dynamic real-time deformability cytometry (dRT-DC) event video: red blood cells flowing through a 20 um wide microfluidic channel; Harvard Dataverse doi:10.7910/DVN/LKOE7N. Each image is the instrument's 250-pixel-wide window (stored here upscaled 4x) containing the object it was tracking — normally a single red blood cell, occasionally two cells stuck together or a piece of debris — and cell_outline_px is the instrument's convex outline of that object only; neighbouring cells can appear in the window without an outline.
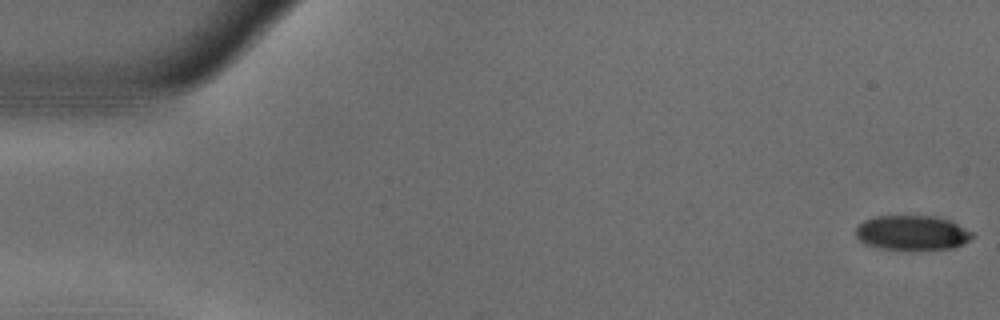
{"species": "common noctule bat (a hibernating species)", "species_latin": "Nyctalus noctula", "temperature_condition": "warm", "stored_images_in_passage": 54, "camera_frame_rate_fps": 3000, "um_per_image_px": 0.085, "animal": {"sex": "male", "body_mass_g": 18.8}, "frame": {"image": 1, "passage_image": 1, "time_ms": 0.0, "image_size_px": [1000, 320], "cell_outline_px": [[972, 236], [964, 244], [956, 248], [876, 248], [864, 244], [856, 236], [856, 228], [864, 220], [876, 216], [936, 216], [952, 220], [972, 232]], "centroid_in_image_um": [77.53, 19.76], "position_along_channel_um": 7.5, "area_um2": 23.29}}
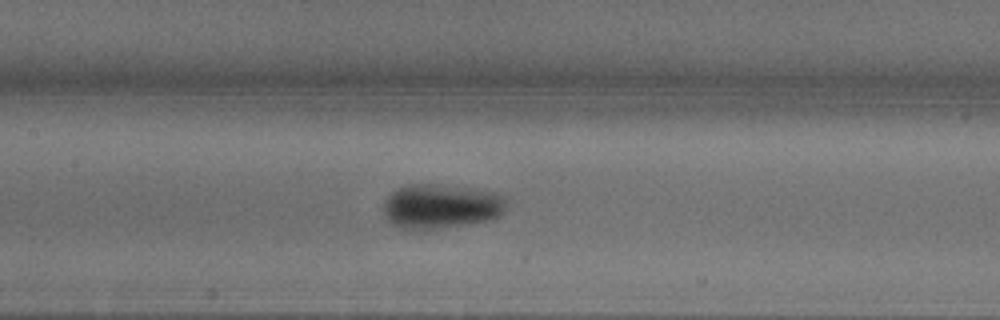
{"frame": {"image": 2, "passage_image": 25, "time_ms": 8.0, "image_size_px": [1000, 320], "cell_outline_px": [[508, 200], [504, 212], [500, 216], [492, 220], [472, 224], [440, 228], [396, 228], [384, 216], [384, 200], [396, 188], [404, 184], [432, 184], [496, 192], [504, 196]], "centroid_in_image_um": [37.51, 17.54], "position_along_channel_um": 169.9, "area_um2": 32.14}}
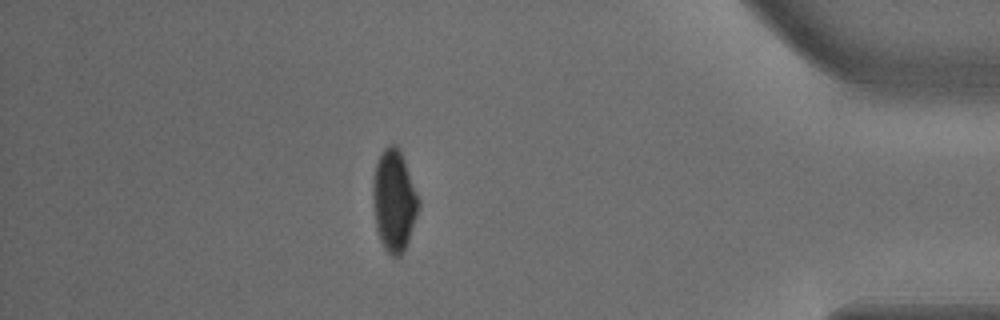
{"frame": {"image": 3, "passage_image": 47, "time_ms": 15.333, "image_size_px": [1000, 320], "cell_outline_px": [[420, 204], [408, 240], [400, 256], [392, 256], [384, 248], [380, 240], [376, 228], [372, 204], [372, 180], [376, 160], [384, 148], [388, 144], [396, 144], [400, 148], [420, 200]], "centroid_in_image_um": [33.47, 16.99], "position_along_channel_um": 401.7, "area_um2": 27.28}, "authors_computed_cell_mechanics": {"area_um2": 27.744, "velocity_mm_per_s": 3.7361, "shape_relaxation_time_tau1_ms": 4.5649, "shape_relaxation_time_tau2_ms": null, "deformation_change_tau1": 0.1563, "deformation_change_tau2": null}}